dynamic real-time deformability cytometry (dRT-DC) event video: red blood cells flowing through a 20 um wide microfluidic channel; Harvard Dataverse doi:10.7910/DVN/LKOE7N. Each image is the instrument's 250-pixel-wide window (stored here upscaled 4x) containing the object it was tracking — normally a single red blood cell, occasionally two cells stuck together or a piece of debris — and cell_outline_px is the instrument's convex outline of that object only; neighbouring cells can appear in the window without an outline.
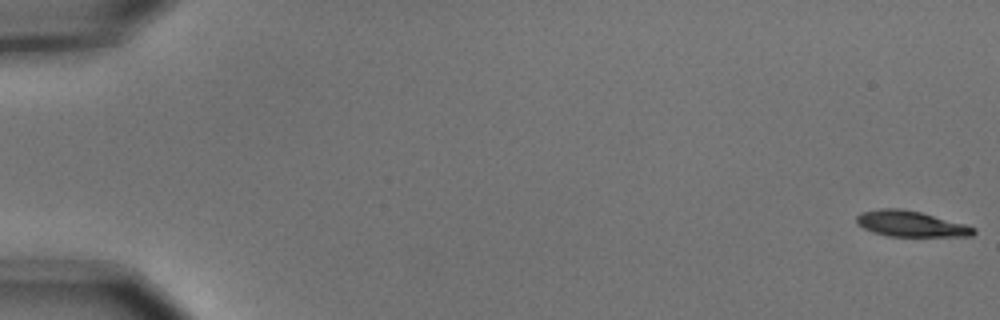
{"species": "common noctule bat (a hibernating species)", "species_latin": "Nyctalus noctula", "temperature_condition": "cold", "stored_images_in_passage": 5, "camera_frame_rate_fps": 3000, "um_per_image_px": 0.085, "animal": {"sex": "male", "body_mass_g": 15.6}, "frame": {"image": 1, "passage_image": 1, "time_ms": 0.0, "image_size_px": [1000, 320], "cell_outline_px": [[976, 232], [972, 236], [888, 236], [872, 232], [856, 224], [856, 216], [860, 212], [880, 208], [904, 208], [920, 212], [964, 224], [976, 228]], "centroid_in_image_um": [77.37, 19.02], "position_along_channel_um": 7.6, "area_um2": 17.63}}
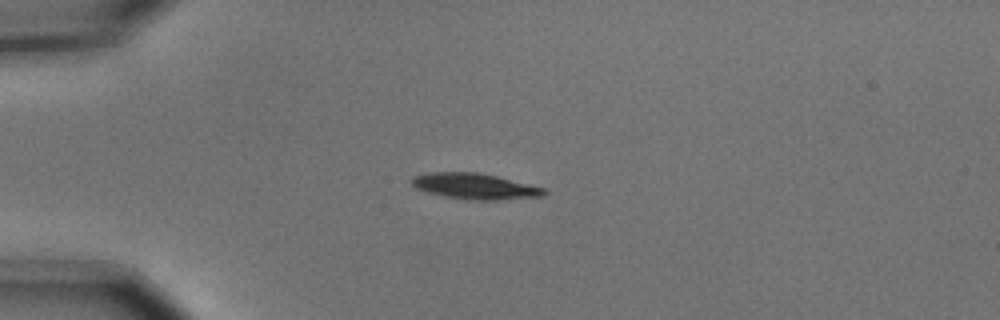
{"frame": {"image": 2, "passage_image": 5, "time_ms": 1.333, "image_size_px": [1000, 320], "cell_outline_px": [[548, 192], [544, 196], [492, 200], [476, 200], [444, 196], [428, 192], [416, 188], [408, 180], [412, 176], [428, 172], [480, 172], [544, 188]], "centroid_in_image_um": [40.32, 15.82], "position_along_channel_um": 44.7, "area_um2": 19.83}}